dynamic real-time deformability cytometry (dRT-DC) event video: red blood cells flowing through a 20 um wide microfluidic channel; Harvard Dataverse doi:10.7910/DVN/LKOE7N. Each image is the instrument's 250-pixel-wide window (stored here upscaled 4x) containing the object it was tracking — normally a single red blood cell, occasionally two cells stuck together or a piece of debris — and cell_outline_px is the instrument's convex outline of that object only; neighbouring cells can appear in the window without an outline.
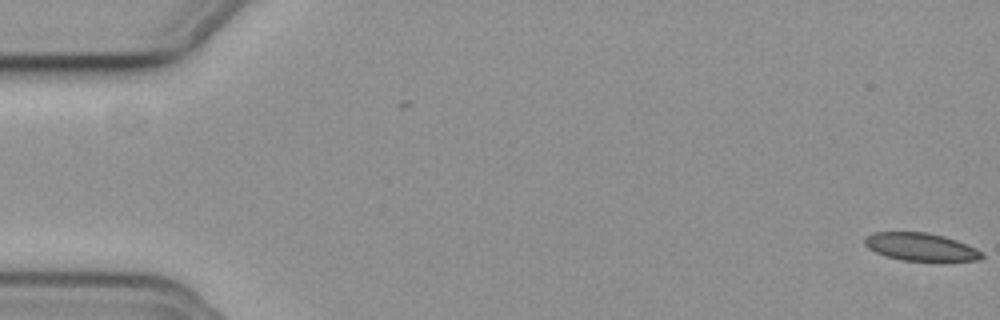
{"species": "common noctule bat (a hibernating species)", "species_latin": "Nyctalus noctula", "temperature_condition": "cold", "stored_images_in_passage": 3, "camera_frame_rate_fps": 3000, "um_per_image_px": 0.085, "animal": {"sex": "female", "body_mass_g": 19.3, "forearm_length_mm": 54.1}, "frame": {"image": 1, "passage_image": 3, "time_ms": 0.667, "image_size_px": [1000, 320], "cell_outline_px": [[984, 256], [980, 260], [940, 264], [936, 264], [900, 260], [876, 252], [868, 248], [864, 244], [864, 240], [872, 232], [924, 232], [944, 236], [956, 240], [976, 248], [984, 252]], "centroid_in_image_um": [78.37, 21.05], "position_along_channel_um": 6.6, "area_um2": 19.94}}